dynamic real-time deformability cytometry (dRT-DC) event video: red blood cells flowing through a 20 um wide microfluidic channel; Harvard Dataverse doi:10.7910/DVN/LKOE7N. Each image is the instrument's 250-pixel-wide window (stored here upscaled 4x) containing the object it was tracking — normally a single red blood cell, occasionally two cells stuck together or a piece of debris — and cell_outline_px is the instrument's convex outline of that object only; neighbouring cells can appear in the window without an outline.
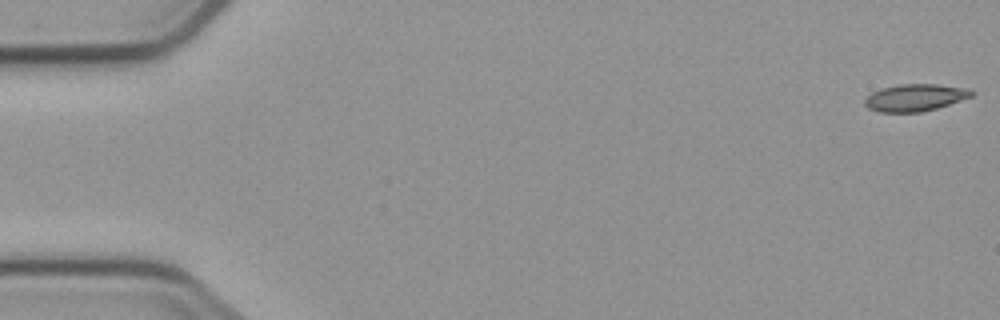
{"species": "common noctule bat (a hibernating species)", "species_latin": "Nyctalus noctula", "temperature_condition": "cold", "stored_images_in_passage": 5, "camera_frame_rate_fps": 3000, "um_per_image_px": 0.085, "animal": {"sex": "male", "body_mass_g": 23.1, "forearm_length_mm": 52.7}, "frame": {"image": 1, "passage_image": 1, "time_ms": 0.0, "image_size_px": [1000, 320], "cell_outline_px": [[976, 92], [972, 96], [936, 108], [920, 112], [880, 112], [868, 108], [864, 104], [864, 100], [872, 92], [884, 88], [900, 84], [936, 84], [968, 88]], "centroid_in_image_um": [77.79, 8.29], "position_along_channel_um": 7.2, "area_um2": 16.7}}
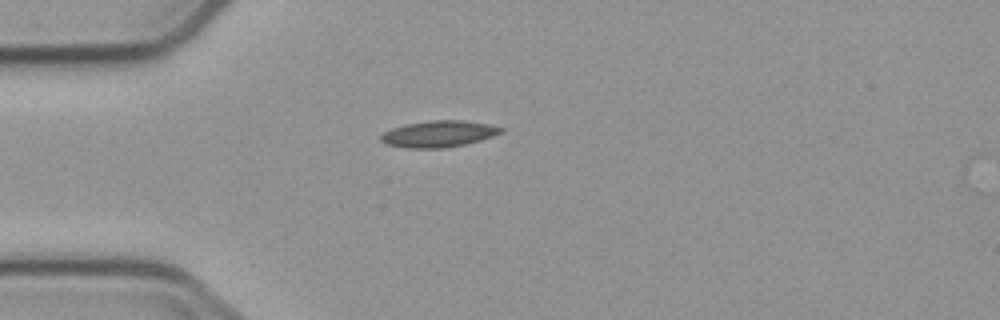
{"frame": {"image": 2, "passage_image": 5, "time_ms": 4.667, "image_size_px": [1000, 320], "cell_outline_px": [[504, 132], [480, 140], [464, 144], [444, 148], [408, 148], [384, 144], [380, 140], [380, 136], [384, 132], [392, 128], [408, 124], [428, 120], [464, 120], [488, 124], [504, 128]], "centroid_in_image_um": [37.28, 11.38], "position_along_channel_um": 47.7, "area_um2": 18.5}}